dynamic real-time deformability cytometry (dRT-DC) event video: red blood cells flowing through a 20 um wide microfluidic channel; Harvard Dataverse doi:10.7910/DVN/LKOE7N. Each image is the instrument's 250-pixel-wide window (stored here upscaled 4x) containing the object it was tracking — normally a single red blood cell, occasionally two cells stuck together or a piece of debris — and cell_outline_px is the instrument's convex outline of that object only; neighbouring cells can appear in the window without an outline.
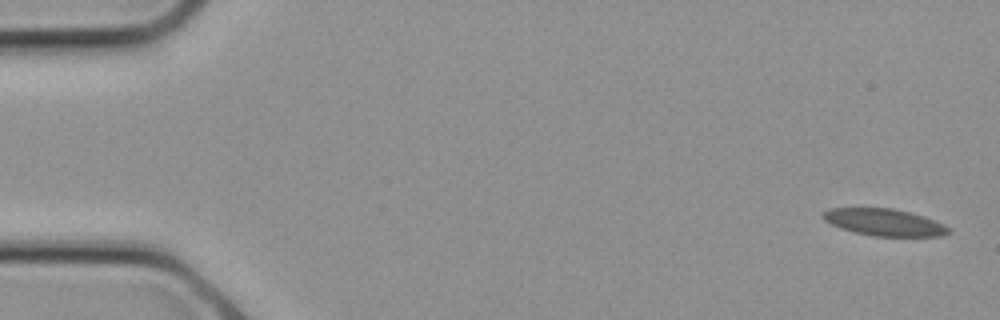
{"species": "common noctule bat (a hibernating species)", "species_latin": "Nyctalus noctula", "temperature_condition": "cold", "stored_images_in_passage": 17, "camera_frame_rate_fps": 3000, "um_per_image_px": 0.085, "animal": {"sex": "female", "body_mass_g": 21.9}, "frame": {"image": 1, "passage_image": 1, "time_ms": 0.0, "image_size_px": [1000, 320], "cell_outline_px": [[952, 232], [940, 236], [872, 236], [840, 228], [824, 220], [820, 216], [828, 208], [892, 208], [924, 216], [944, 224]], "centroid_in_image_um": [75.15, 18.89], "position_along_channel_um": 9.8, "area_um2": 19.65}}
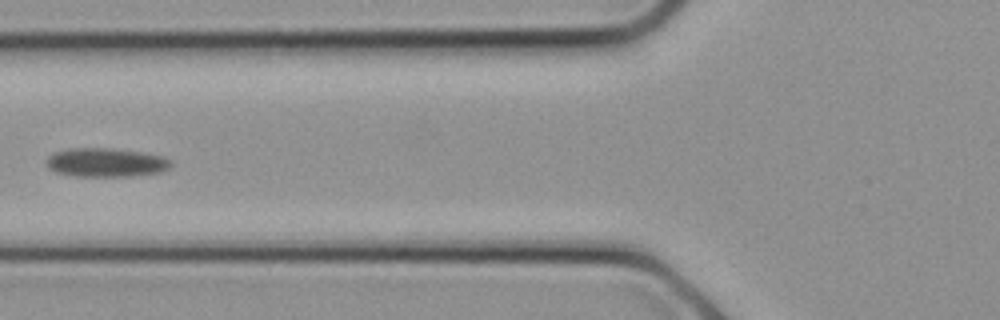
{"frame": {"image": 2, "passage_image": 10, "time_ms": 3.0, "image_size_px": [1000, 320], "cell_outline_px": [[172, 164], [168, 168], [160, 172], [128, 176], [80, 176], [56, 172], [48, 168], [48, 156], [56, 152], [68, 148], [112, 148], [144, 152], [164, 156], [172, 160]], "centroid_in_image_um": [9.05, 13.79], "position_along_channel_um": 116.7, "area_um2": 20.87}}
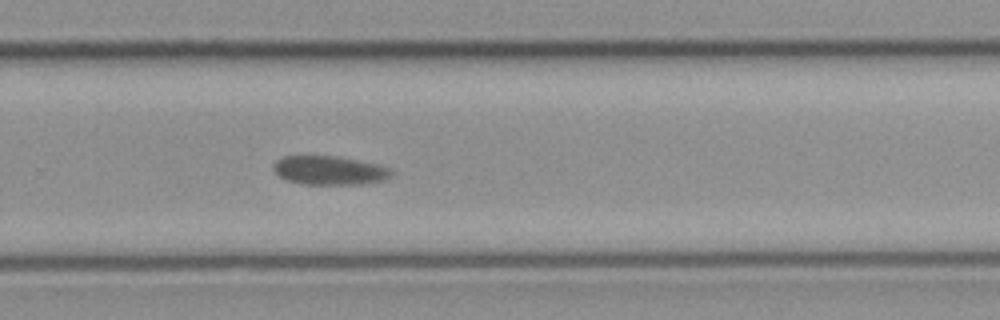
{"frame": {"image": 3, "passage_image": 17, "time_ms": 5.333, "image_size_px": [1000, 320], "cell_outline_px": [[392, 176], [384, 180], [360, 184], [304, 184], [288, 180], [280, 176], [272, 168], [272, 164], [280, 156], [304, 152], [340, 156], [380, 164], [392, 168]], "centroid_in_image_um": [27.96, 14.41], "position_along_channel_um": 301.8, "area_um2": 20.92}}